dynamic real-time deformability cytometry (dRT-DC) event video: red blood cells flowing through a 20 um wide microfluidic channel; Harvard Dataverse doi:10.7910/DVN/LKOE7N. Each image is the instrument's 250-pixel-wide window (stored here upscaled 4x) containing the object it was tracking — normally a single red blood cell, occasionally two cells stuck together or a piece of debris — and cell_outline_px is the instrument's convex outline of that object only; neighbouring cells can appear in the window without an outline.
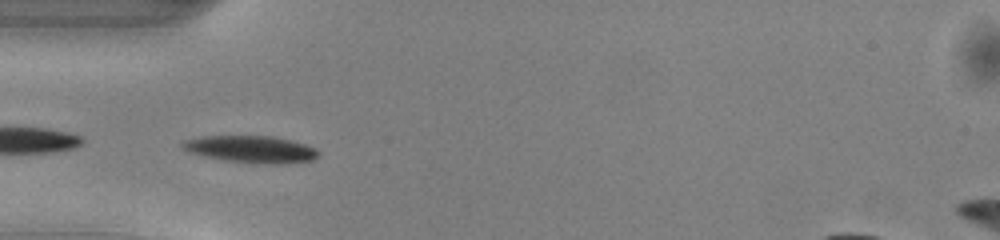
{"species": "common noctule bat (a hibernating species)", "species_latin": "Nyctalus noctula", "temperature_condition": "warm", "stored_images_in_passage": 42, "camera_frame_rate_fps": 3000, "um_per_image_px": 0.085, "animal": {"sex": "male", "body_mass_g": 13.0, "forearm_length_mm": 53.1}, "frame": {"image": 1, "passage_image": 8, "time_ms": 2.333, "image_size_px": [1000, 240], "cell_outline_px": [[320, 152], [312, 160], [280, 164], [268, 164], [224, 160], [204, 156], [188, 152], [180, 148], [180, 140], [200, 136], [272, 136], [304, 144], [316, 148]], "centroid_in_image_um": [21.25, 12.67], "position_along_channel_um": 63.8, "area_um2": 21.44}}
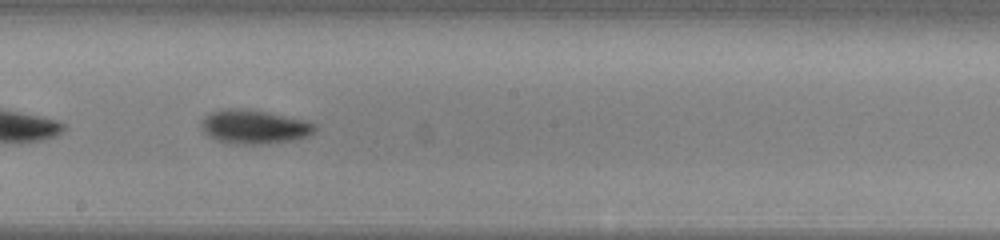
{"frame": {"image": 2, "passage_image": 20, "time_ms": 6.333, "image_size_px": [1000, 240], "cell_outline_px": [[316, 132], [308, 136], [292, 140], [260, 144], [232, 144], [216, 140], [208, 136], [204, 132], [200, 124], [200, 120], [204, 116], [212, 112], [228, 108], [252, 108], [304, 120], [316, 124]], "centroid_in_image_um": [21.59, 10.77], "position_along_channel_um": 226.6, "area_um2": 22.77}}
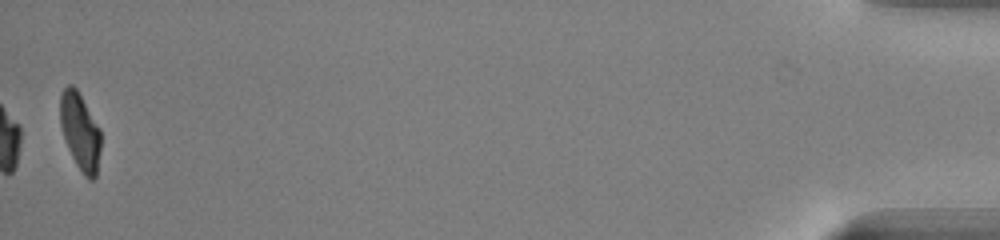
{"frame": {"image": 3, "passage_image": 42, "time_ms": 13.667, "image_size_px": [1000, 240], "cell_outline_px": [[100, 148], [96, 176], [92, 180], [88, 180], [84, 176], [76, 164], [68, 148], [60, 124], [60, 96], [64, 88], [68, 84], [72, 84], [76, 88], [100, 128]], "centroid_in_image_um": [6.81, 11.18], "position_along_channel_um": 428.4, "area_um2": 18.09}, "authors_computed_cell_mechanics": {"area_um2": 20.8947, "velocity_mm_per_s": 4.1003, "shape_relaxation_time_tau1_ms": 2.438, "shape_relaxation_time_tau2_ms": 5.4749, "deformation_change_tau1": 0.1212, "deformation_change_tau2": 0.1116}}